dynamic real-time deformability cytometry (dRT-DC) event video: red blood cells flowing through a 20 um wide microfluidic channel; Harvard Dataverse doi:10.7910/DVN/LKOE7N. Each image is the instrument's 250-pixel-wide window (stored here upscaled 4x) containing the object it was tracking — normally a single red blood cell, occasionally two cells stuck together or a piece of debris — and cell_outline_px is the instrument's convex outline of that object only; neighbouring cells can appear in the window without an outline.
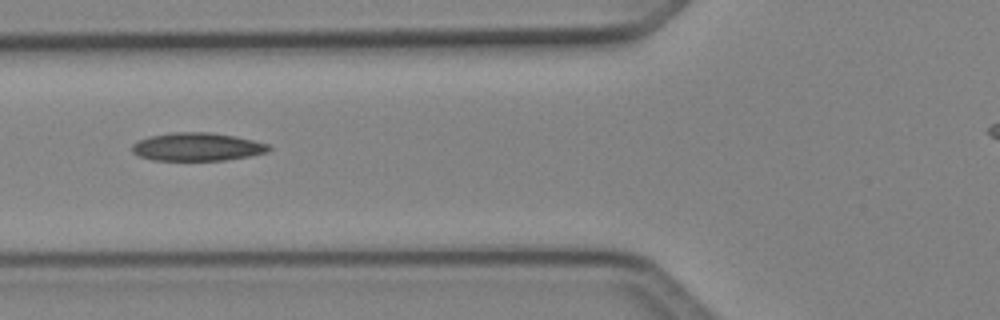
{"species": "Egyptian fruit bat (a non-hibernating species)", "species_latin": "Rousettus aegyptiacus", "temperature_condition": "cold", "stored_images_in_passage": 5, "camera_frame_rate_fps": 3000, "um_per_image_px": 0.085, "animal": {"sex": "female"}, "frame": {"image": 1, "passage_image": 5, "time_ms": 1.333, "image_size_px": [1000, 320], "cell_outline_px": [[272, 148], [268, 152], [248, 156], [224, 160], [152, 160], [140, 156], [132, 152], [132, 144], [140, 140], [152, 136], [168, 132], [212, 132], [236, 136], [268, 144]], "centroid_in_image_um": [16.77, 12.47], "position_along_channel_um": 109.0, "area_um2": 22.37}}